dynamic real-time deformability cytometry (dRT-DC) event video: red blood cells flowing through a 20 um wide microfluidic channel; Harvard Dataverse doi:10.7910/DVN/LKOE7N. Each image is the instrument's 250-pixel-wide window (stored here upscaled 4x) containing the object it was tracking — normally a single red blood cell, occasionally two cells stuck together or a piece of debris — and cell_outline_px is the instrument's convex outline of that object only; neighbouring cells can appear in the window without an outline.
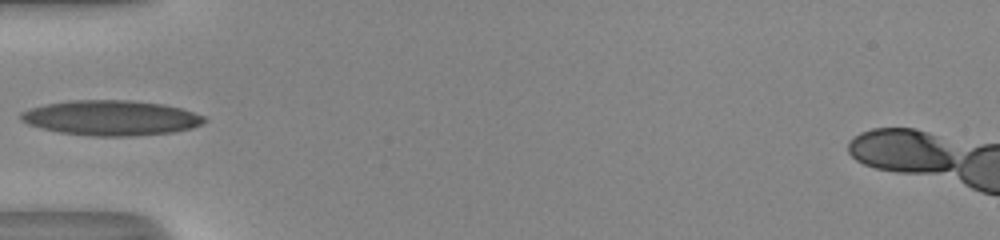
{"species": "human", "species_latin": "Homo sapiens", "temperature_condition": "room temperature", "stored_images_in_passage": 27, "camera_frame_rate_fps": 3000, "um_per_image_px": 0.085, "donor": {"sex": "male"}, "frame": {"image": 1, "passage_image": 1, "time_ms": 0.0, "image_size_px": [1000, 240], "cell_outline_px": [[200, 120], [192, 124], [180, 128], [148, 132], [84, 132], [60, 128], [32, 120], [28, 116], [36, 112], [48, 108], [68, 104], [144, 104], [168, 108], [184, 112]], "centroid_in_image_um": [9.65, 10.02], "position_along_channel_um": 75.4, "area_um2": 27.05}}
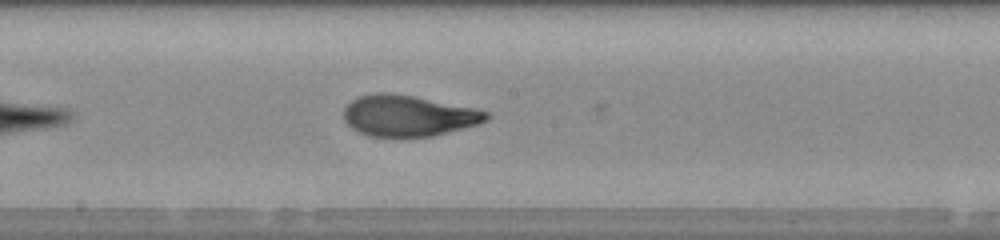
{"frame": {"image": 2, "passage_image": 11, "time_ms": 3.333, "image_size_px": [1000, 240], "cell_outline_px": [[484, 116], [480, 120], [432, 132], [372, 132], [356, 124], [352, 120], [348, 112], [360, 100], [416, 100], [480, 112]], "centroid_in_image_um": [34.78, 9.87], "position_along_channel_um": 213.4, "area_um2": 24.04}}
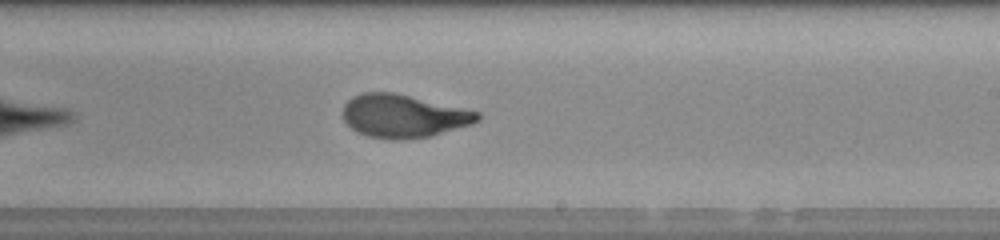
{"frame": {"image": 3, "passage_image": 14, "time_ms": 4.333, "image_size_px": [1000, 240], "cell_outline_px": [[476, 116], [472, 120], [432, 132], [372, 132], [360, 128], [348, 116], [348, 108], [356, 100], [364, 96], [396, 96], [472, 112]], "centroid_in_image_um": [34.34, 9.78], "position_along_channel_um": 254.7, "area_um2": 24.62}}